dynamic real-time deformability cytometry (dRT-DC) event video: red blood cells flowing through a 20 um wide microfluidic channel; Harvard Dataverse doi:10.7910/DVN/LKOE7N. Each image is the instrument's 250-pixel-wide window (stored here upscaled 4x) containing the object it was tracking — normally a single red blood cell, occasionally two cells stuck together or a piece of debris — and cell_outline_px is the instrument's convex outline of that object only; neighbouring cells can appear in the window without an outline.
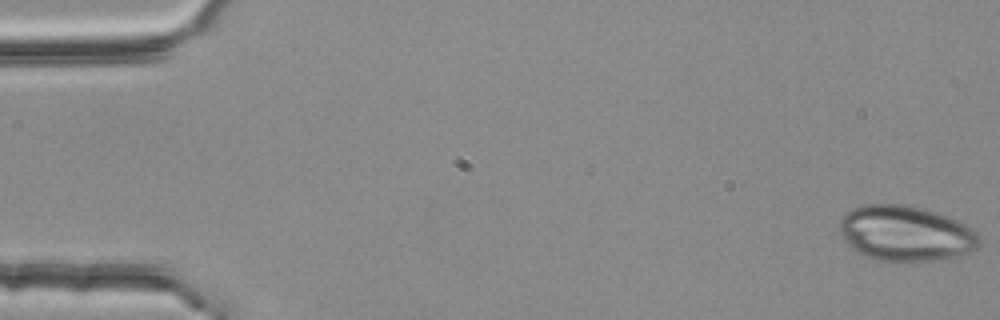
{"species": "common noctule bat (a hibernating species)", "species_latin": "Nyctalus noctula", "temperature_condition": "room temperature", "stored_images_in_passage": 4, "camera_frame_rate_fps": 3000, "um_per_image_px": 0.085, "animal": {"sex": "female", "body_mass_g": 25.1}, "frame": {"image": 1, "passage_image": 1, "time_ms": 0.0, "image_size_px": [1000, 320], "cell_outline_px": [[980, 244], [976, 248], [968, 252], [956, 256], [928, 260], [876, 260], [864, 256], [856, 252], [848, 244], [840, 232], [840, 220], [852, 208], [864, 204], [908, 204], [924, 208], [948, 216], [964, 224], [976, 232], [980, 236]], "centroid_in_image_um": [76.97, 19.81], "position_along_channel_um": 8.0, "area_um2": 44.8}}